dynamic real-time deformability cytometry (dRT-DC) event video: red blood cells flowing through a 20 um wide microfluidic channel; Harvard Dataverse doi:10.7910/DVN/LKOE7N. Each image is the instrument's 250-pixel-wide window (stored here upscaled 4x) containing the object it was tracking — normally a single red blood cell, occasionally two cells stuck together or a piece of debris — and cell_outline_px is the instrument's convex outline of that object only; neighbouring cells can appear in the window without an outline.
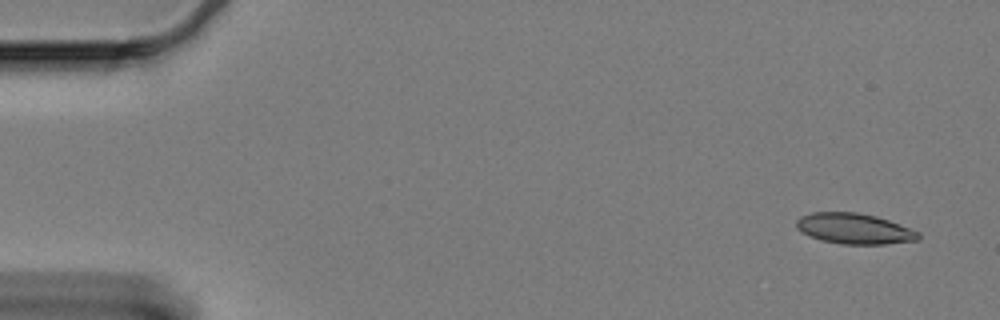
{"species": "Egyptian fruit bat (a non-hibernating species)", "species_latin": "Rousettus aegyptiacus", "temperature_condition": "cold", "stored_images_in_passage": 58, "camera_frame_rate_fps": 3000, "um_per_image_px": 0.085, "animal": {"sex": "female"}, "frame": {"image": 1, "passage_image": 1, "time_ms": 0.0, "image_size_px": [1000, 320], "cell_outline_px": [[920, 240], [884, 244], [840, 244], [820, 240], [808, 236], [800, 232], [796, 228], [796, 220], [800, 216], [812, 212], [856, 212], [876, 216], [888, 220], [920, 232]], "centroid_in_image_um": [72.58, 19.44], "position_along_channel_um": 12.4, "area_um2": 21.96}}
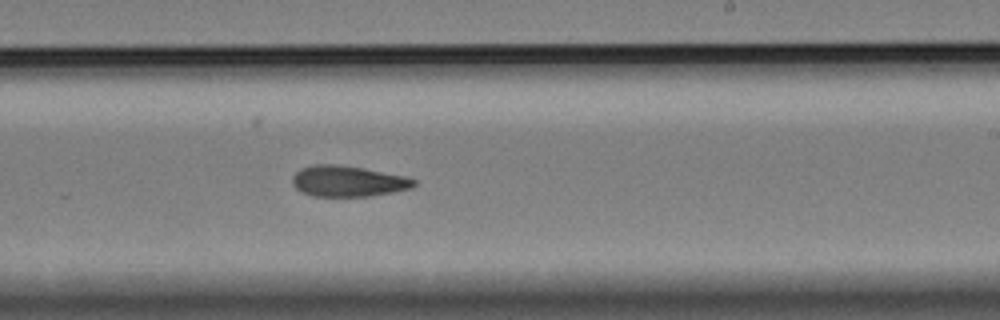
{"frame": {"image": 2, "passage_image": 34, "time_ms": 11.0, "image_size_px": [1000, 320], "cell_outline_px": [[416, 184], [412, 188], [372, 196], [312, 196], [300, 192], [292, 184], [292, 176], [300, 168], [312, 164], [336, 164], [364, 168], [404, 176], [416, 180]], "centroid_in_image_um": [29.54, 15.4], "position_along_channel_um": 259.5, "area_um2": 22.02}}
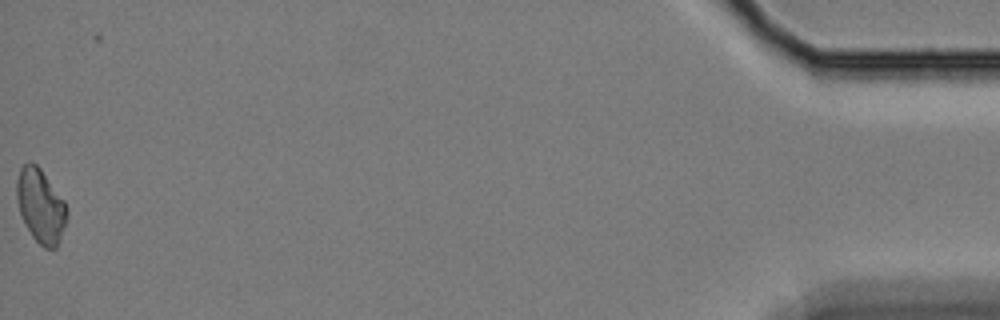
{"frame": {"image": 3, "passage_image": 58, "time_ms": 19.0, "image_size_px": [1000, 320], "cell_outline_px": [[68, 216], [56, 248], [44, 248], [32, 236], [24, 224], [16, 200], [16, 180], [20, 168], [24, 164], [32, 160], [40, 168], [64, 200], [68, 208]], "centroid_in_image_um": [3.44, 17.47], "position_along_channel_um": 431.8, "area_um2": 21.68}, "authors_computed_cell_mechanics": {"area_um2": 21.964, "velocity_mm_per_s": 3.3221, "shape_relaxation_time_tau1_ms": null, "shape_relaxation_time_tau2_ms": 10.1053, "deformation_change_tau1": null, "deformation_change_tau2": 0.1599}}